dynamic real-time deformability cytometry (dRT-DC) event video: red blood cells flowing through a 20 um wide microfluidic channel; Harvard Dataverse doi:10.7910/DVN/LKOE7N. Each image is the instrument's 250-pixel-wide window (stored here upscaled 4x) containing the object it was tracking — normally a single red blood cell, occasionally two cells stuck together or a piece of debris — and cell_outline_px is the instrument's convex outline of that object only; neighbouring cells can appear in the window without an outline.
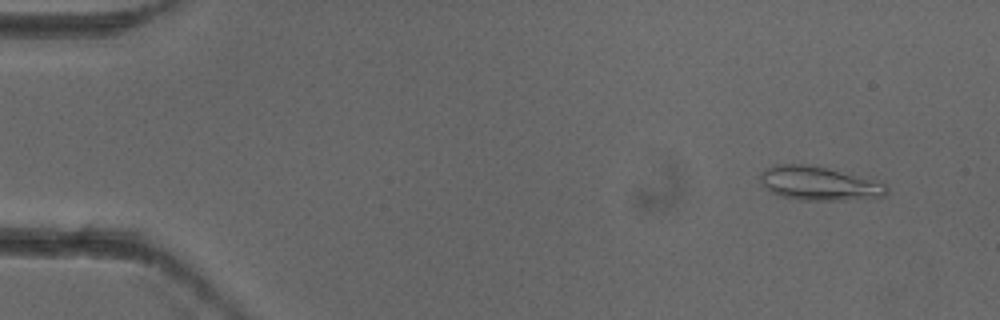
{"species": "common noctule bat (a hibernating species)", "species_latin": "Nyctalus noctula", "temperature_condition": "cold", "stored_images_in_passage": 4, "camera_frame_rate_fps": 3000, "um_per_image_px": 0.085, "animal": {"sex": "female"}, "frame": {"image": 1, "passage_image": 1, "time_ms": 0.0, "image_size_px": [1000, 320], "cell_outline_px": [[888, 192], [884, 196], [876, 200], [800, 200], [780, 196], [772, 192], [760, 184], [760, 172], [764, 168], [772, 164], [804, 164], [824, 168], [884, 184], [888, 188]], "centroid_in_image_um": [69.56, 15.62], "position_along_channel_um": 15.4, "area_um2": 24.91}}